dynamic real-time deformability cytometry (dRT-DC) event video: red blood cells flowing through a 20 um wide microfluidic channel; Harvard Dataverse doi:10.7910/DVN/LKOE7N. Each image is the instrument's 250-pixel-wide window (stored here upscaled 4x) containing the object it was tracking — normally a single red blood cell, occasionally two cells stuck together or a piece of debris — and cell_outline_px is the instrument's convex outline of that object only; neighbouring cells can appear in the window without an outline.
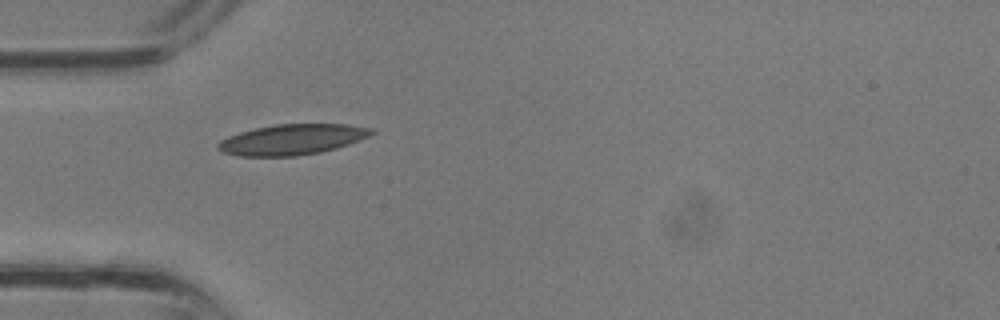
{"species": "common noctule bat (a hibernating species)", "species_latin": "Nyctalus noctula", "temperature_condition": "room temperature", "stored_images_in_passage": 25, "camera_frame_rate_fps": 3000, "um_per_image_px": 0.085, "animal": {"sex": "male", "body_mass_g": 13.3}, "frame": {"image": 1, "passage_image": 1, "time_ms": 0.0, "image_size_px": [1000, 320], "cell_outline_px": [[376, 132], [368, 136], [348, 144], [336, 148], [320, 152], [296, 156], [240, 156], [224, 152], [216, 148], [216, 144], [220, 140], [228, 136], [240, 132], [256, 128], [276, 124], [348, 124], [372, 128]], "centroid_in_image_um": [24.82, 11.85], "position_along_channel_um": 60.2, "area_um2": 27.22}}
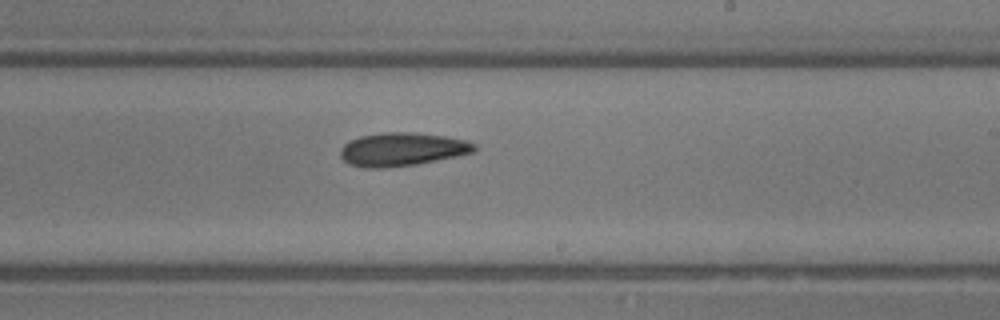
{"frame": {"image": 2, "passage_image": 11, "time_ms": 3.333, "image_size_px": [1000, 320], "cell_outline_px": [[476, 152], [416, 164], [384, 168], [364, 168], [348, 164], [340, 156], [340, 148], [344, 144], [360, 136], [384, 132], [412, 132], [444, 136], [464, 140], [476, 144]], "centroid_in_image_um": [34.16, 12.69], "position_along_channel_um": 254.8, "area_um2": 26.01}}
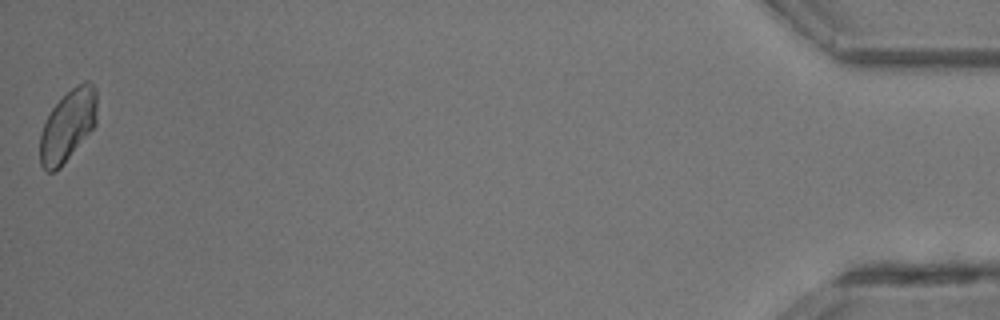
{"frame": {"image": 3, "passage_image": 25, "time_ms": 8.0, "image_size_px": [1000, 320], "cell_outline_px": [[96, 124], [60, 168], [52, 172], [48, 172], [40, 164], [40, 136], [44, 124], [52, 108], [76, 84], [84, 80], [88, 80], [96, 88]], "centroid_in_image_um": [5.77, 10.66], "position_along_channel_um": 429.4, "area_um2": 23.47}}